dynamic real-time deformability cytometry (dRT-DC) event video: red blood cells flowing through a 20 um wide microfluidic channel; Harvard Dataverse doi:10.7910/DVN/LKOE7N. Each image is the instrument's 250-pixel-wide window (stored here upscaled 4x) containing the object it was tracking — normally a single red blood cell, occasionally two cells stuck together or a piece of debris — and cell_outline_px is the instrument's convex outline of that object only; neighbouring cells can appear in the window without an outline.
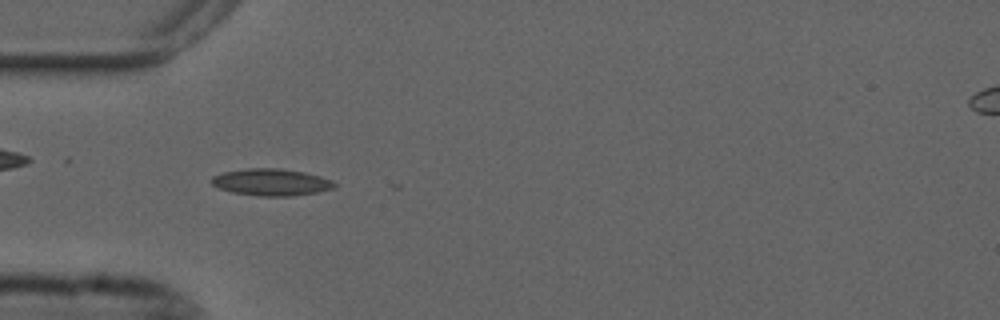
{"species": "common noctule bat (a hibernating species)", "species_latin": "Nyctalus noctula", "temperature_condition": "cold", "stored_images_in_passage": 54, "camera_frame_rate_fps": 3000, "um_per_image_px": 0.085, "animal": {"sex": "male", "forearm_length_mm": 52.5}, "frame": {"image": 1, "passage_image": 16, "time_ms": 5.0, "image_size_px": [1000, 320], "cell_outline_px": [[336, 188], [316, 192], [292, 196], [260, 196], [232, 192], [220, 188], [212, 184], [212, 176], [224, 172], [248, 168], [280, 168], [304, 172], [320, 176], [332, 180], [336, 184]], "centroid_in_image_um": [23.09, 15.48], "position_along_channel_um": 61.9, "area_um2": 19.19}}
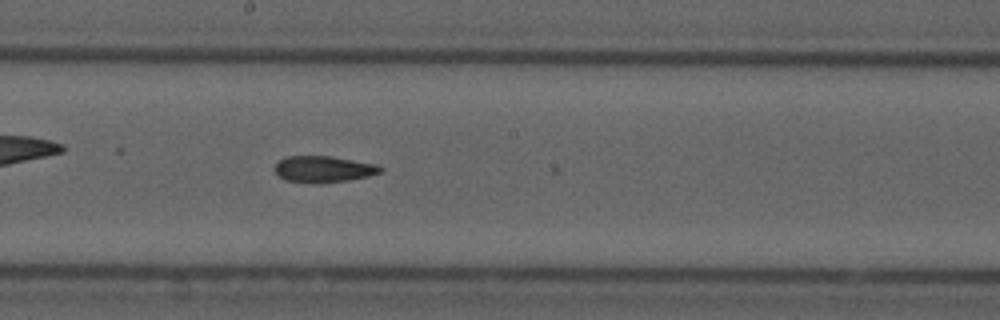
{"frame": {"image": 2, "passage_image": 29, "time_ms": 9.333, "image_size_px": [1000, 320], "cell_outline_px": [[384, 168], [380, 172], [368, 176], [348, 180], [316, 184], [284, 180], [272, 168], [280, 160], [288, 156], [332, 156], [376, 164]], "centroid_in_image_um": [27.48, 14.38], "position_along_channel_um": 220.7, "area_um2": 16.3}}
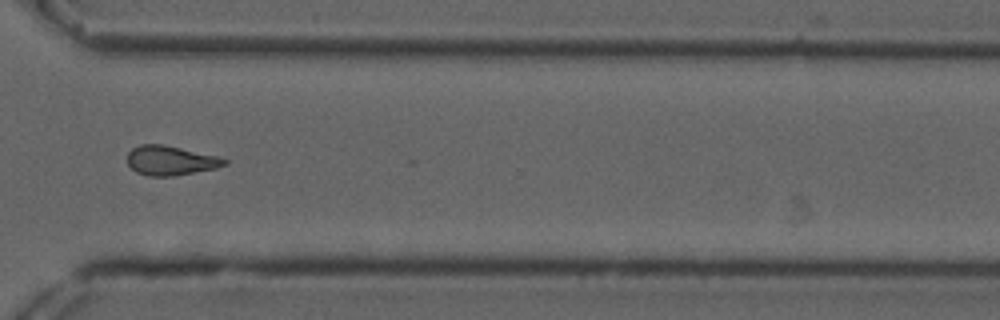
{"frame": {"image": 3, "passage_image": 40, "time_ms": 13.0, "image_size_px": [1000, 320], "cell_outline_px": [[228, 164], [216, 168], [172, 176], [148, 176], [136, 172], [128, 164], [128, 152], [132, 148], [140, 144], [164, 144], [216, 156], [228, 160]], "centroid_in_image_um": [14.48, 13.64], "position_along_channel_um": 356.1, "area_um2": 16.59}, "authors_computed_cell_mechanics": {"area_um2": 16.8198, "velocity_mm_per_s": 3.6984, "shape_relaxation_time_tau1_ms": null, "shape_relaxation_time_tau2_ms": 11.3174, "deformation_change_tau1": null, "deformation_change_tau2": 0.1805}}